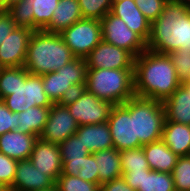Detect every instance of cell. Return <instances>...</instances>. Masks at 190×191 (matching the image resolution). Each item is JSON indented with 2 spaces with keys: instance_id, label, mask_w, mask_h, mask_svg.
<instances>
[{
  "instance_id": "obj_1",
  "label": "cell",
  "mask_w": 190,
  "mask_h": 191,
  "mask_svg": "<svg viewBox=\"0 0 190 191\" xmlns=\"http://www.w3.org/2000/svg\"><path fill=\"white\" fill-rule=\"evenodd\" d=\"M180 85L168 54L146 49L134 59L135 96L163 102Z\"/></svg>"
},
{
  "instance_id": "obj_2",
  "label": "cell",
  "mask_w": 190,
  "mask_h": 191,
  "mask_svg": "<svg viewBox=\"0 0 190 191\" xmlns=\"http://www.w3.org/2000/svg\"><path fill=\"white\" fill-rule=\"evenodd\" d=\"M147 49L168 54L177 49L190 50V6L166 2L160 16L151 23Z\"/></svg>"
},
{
  "instance_id": "obj_3",
  "label": "cell",
  "mask_w": 190,
  "mask_h": 191,
  "mask_svg": "<svg viewBox=\"0 0 190 191\" xmlns=\"http://www.w3.org/2000/svg\"><path fill=\"white\" fill-rule=\"evenodd\" d=\"M74 58L60 34L36 30L29 40L24 68L30 74L43 75L57 71Z\"/></svg>"
},
{
  "instance_id": "obj_4",
  "label": "cell",
  "mask_w": 190,
  "mask_h": 191,
  "mask_svg": "<svg viewBox=\"0 0 190 191\" xmlns=\"http://www.w3.org/2000/svg\"><path fill=\"white\" fill-rule=\"evenodd\" d=\"M85 89L112 105L135 96L134 69H87Z\"/></svg>"
},
{
  "instance_id": "obj_5",
  "label": "cell",
  "mask_w": 190,
  "mask_h": 191,
  "mask_svg": "<svg viewBox=\"0 0 190 191\" xmlns=\"http://www.w3.org/2000/svg\"><path fill=\"white\" fill-rule=\"evenodd\" d=\"M87 69L85 58L75 57L57 71L43 74L44 93L53 104L63 103L77 90L85 88Z\"/></svg>"
},
{
  "instance_id": "obj_6",
  "label": "cell",
  "mask_w": 190,
  "mask_h": 191,
  "mask_svg": "<svg viewBox=\"0 0 190 191\" xmlns=\"http://www.w3.org/2000/svg\"><path fill=\"white\" fill-rule=\"evenodd\" d=\"M165 120L161 101L134 96L135 138L142 146L162 140Z\"/></svg>"
},
{
  "instance_id": "obj_7",
  "label": "cell",
  "mask_w": 190,
  "mask_h": 191,
  "mask_svg": "<svg viewBox=\"0 0 190 191\" xmlns=\"http://www.w3.org/2000/svg\"><path fill=\"white\" fill-rule=\"evenodd\" d=\"M12 112L21 113L28 108L51 107L53 103L44 93L42 75L30 74L24 66L18 67V87L13 94L2 99Z\"/></svg>"
},
{
  "instance_id": "obj_8",
  "label": "cell",
  "mask_w": 190,
  "mask_h": 191,
  "mask_svg": "<svg viewBox=\"0 0 190 191\" xmlns=\"http://www.w3.org/2000/svg\"><path fill=\"white\" fill-rule=\"evenodd\" d=\"M63 103L79 126L107 122L113 106L110 102L99 99L85 88L77 90Z\"/></svg>"
},
{
  "instance_id": "obj_9",
  "label": "cell",
  "mask_w": 190,
  "mask_h": 191,
  "mask_svg": "<svg viewBox=\"0 0 190 191\" xmlns=\"http://www.w3.org/2000/svg\"><path fill=\"white\" fill-rule=\"evenodd\" d=\"M113 146L118 151L142 147L135 138L134 97L123 104L113 105L108 118Z\"/></svg>"
},
{
  "instance_id": "obj_10",
  "label": "cell",
  "mask_w": 190,
  "mask_h": 191,
  "mask_svg": "<svg viewBox=\"0 0 190 191\" xmlns=\"http://www.w3.org/2000/svg\"><path fill=\"white\" fill-rule=\"evenodd\" d=\"M60 36L75 57L86 58L103 40L101 22L83 18L62 31Z\"/></svg>"
},
{
  "instance_id": "obj_11",
  "label": "cell",
  "mask_w": 190,
  "mask_h": 191,
  "mask_svg": "<svg viewBox=\"0 0 190 191\" xmlns=\"http://www.w3.org/2000/svg\"><path fill=\"white\" fill-rule=\"evenodd\" d=\"M100 22L102 39L105 42L128 51L134 58L147 49V43L111 12L107 13Z\"/></svg>"
},
{
  "instance_id": "obj_12",
  "label": "cell",
  "mask_w": 190,
  "mask_h": 191,
  "mask_svg": "<svg viewBox=\"0 0 190 191\" xmlns=\"http://www.w3.org/2000/svg\"><path fill=\"white\" fill-rule=\"evenodd\" d=\"M79 125L64 103H54L50 107L47 122L39 138L60 144L76 133Z\"/></svg>"
},
{
  "instance_id": "obj_13",
  "label": "cell",
  "mask_w": 190,
  "mask_h": 191,
  "mask_svg": "<svg viewBox=\"0 0 190 191\" xmlns=\"http://www.w3.org/2000/svg\"><path fill=\"white\" fill-rule=\"evenodd\" d=\"M134 57L102 40L85 58L88 69H134Z\"/></svg>"
},
{
  "instance_id": "obj_14",
  "label": "cell",
  "mask_w": 190,
  "mask_h": 191,
  "mask_svg": "<svg viewBox=\"0 0 190 191\" xmlns=\"http://www.w3.org/2000/svg\"><path fill=\"white\" fill-rule=\"evenodd\" d=\"M34 31L16 27L0 45V68L24 66L29 40Z\"/></svg>"
},
{
  "instance_id": "obj_15",
  "label": "cell",
  "mask_w": 190,
  "mask_h": 191,
  "mask_svg": "<svg viewBox=\"0 0 190 191\" xmlns=\"http://www.w3.org/2000/svg\"><path fill=\"white\" fill-rule=\"evenodd\" d=\"M30 161L55 182L62 173V159L58 144L38 138L34 144Z\"/></svg>"
},
{
  "instance_id": "obj_16",
  "label": "cell",
  "mask_w": 190,
  "mask_h": 191,
  "mask_svg": "<svg viewBox=\"0 0 190 191\" xmlns=\"http://www.w3.org/2000/svg\"><path fill=\"white\" fill-rule=\"evenodd\" d=\"M55 186V181L37 169L30 159L19 160L13 185L10 189L16 191H37Z\"/></svg>"
},
{
  "instance_id": "obj_17",
  "label": "cell",
  "mask_w": 190,
  "mask_h": 191,
  "mask_svg": "<svg viewBox=\"0 0 190 191\" xmlns=\"http://www.w3.org/2000/svg\"><path fill=\"white\" fill-rule=\"evenodd\" d=\"M111 13L125 22L146 43L151 32V22L139 10L134 0H113Z\"/></svg>"
},
{
  "instance_id": "obj_18",
  "label": "cell",
  "mask_w": 190,
  "mask_h": 191,
  "mask_svg": "<svg viewBox=\"0 0 190 191\" xmlns=\"http://www.w3.org/2000/svg\"><path fill=\"white\" fill-rule=\"evenodd\" d=\"M38 138L18 130L8 131L0 135V152L17 161L29 159Z\"/></svg>"
},
{
  "instance_id": "obj_19",
  "label": "cell",
  "mask_w": 190,
  "mask_h": 191,
  "mask_svg": "<svg viewBox=\"0 0 190 191\" xmlns=\"http://www.w3.org/2000/svg\"><path fill=\"white\" fill-rule=\"evenodd\" d=\"M58 146L62 159L61 174L78 176L84 157L91 154V152L84 146L76 134L68 137Z\"/></svg>"
},
{
  "instance_id": "obj_20",
  "label": "cell",
  "mask_w": 190,
  "mask_h": 191,
  "mask_svg": "<svg viewBox=\"0 0 190 191\" xmlns=\"http://www.w3.org/2000/svg\"><path fill=\"white\" fill-rule=\"evenodd\" d=\"M165 121H173L190 126V87L181 82L173 94L163 102Z\"/></svg>"
},
{
  "instance_id": "obj_21",
  "label": "cell",
  "mask_w": 190,
  "mask_h": 191,
  "mask_svg": "<svg viewBox=\"0 0 190 191\" xmlns=\"http://www.w3.org/2000/svg\"><path fill=\"white\" fill-rule=\"evenodd\" d=\"M86 148L91 152L114 148L107 122L100 124L81 125L75 133Z\"/></svg>"
},
{
  "instance_id": "obj_22",
  "label": "cell",
  "mask_w": 190,
  "mask_h": 191,
  "mask_svg": "<svg viewBox=\"0 0 190 191\" xmlns=\"http://www.w3.org/2000/svg\"><path fill=\"white\" fill-rule=\"evenodd\" d=\"M81 19L83 17L78 0H59L50 23L43 30L60 34Z\"/></svg>"
},
{
  "instance_id": "obj_23",
  "label": "cell",
  "mask_w": 190,
  "mask_h": 191,
  "mask_svg": "<svg viewBox=\"0 0 190 191\" xmlns=\"http://www.w3.org/2000/svg\"><path fill=\"white\" fill-rule=\"evenodd\" d=\"M162 141L178 156L190 155V126L165 121Z\"/></svg>"
},
{
  "instance_id": "obj_24",
  "label": "cell",
  "mask_w": 190,
  "mask_h": 191,
  "mask_svg": "<svg viewBox=\"0 0 190 191\" xmlns=\"http://www.w3.org/2000/svg\"><path fill=\"white\" fill-rule=\"evenodd\" d=\"M150 170L172 173L179 156L174 154L162 141L142 146Z\"/></svg>"
},
{
  "instance_id": "obj_25",
  "label": "cell",
  "mask_w": 190,
  "mask_h": 191,
  "mask_svg": "<svg viewBox=\"0 0 190 191\" xmlns=\"http://www.w3.org/2000/svg\"><path fill=\"white\" fill-rule=\"evenodd\" d=\"M99 175V186L113 179L122 177L120 151L110 148L94 152Z\"/></svg>"
},
{
  "instance_id": "obj_26",
  "label": "cell",
  "mask_w": 190,
  "mask_h": 191,
  "mask_svg": "<svg viewBox=\"0 0 190 191\" xmlns=\"http://www.w3.org/2000/svg\"><path fill=\"white\" fill-rule=\"evenodd\" d=\"M49 111L50 107L35 106L19 113L18 131L39 137L47 122Z\"/></svg>"
},
{
  "instance_id": "obj_27",
  "label": "cell",
  "mask_w": 190,
  "mask_h": 191,
  "mask_svg": "<svg viewBox=\"0 0 190 191\" xmlns=\"http://www.w3.org/2000/svg\"><path fill=\"white\" fill-rule=\"evenodd\" d=\"M137 191H176L172 173L146 171Z\"/></svg>"
},
{
  "instance_id": "obj_28",
  "label": "cell",
  "mask_w": 190,
  "mask_h": 191,
  "mask_svg": "<svg viewBox=\"0 0 190 191\" xmlns=\"http://www.w3.org/2000/svg\"><path fill=\"white\" fill-rule=\"evenodd\" d=\"M59 0H30L33 6L34 31L43 30L51 21Z\"/></svg>"
},
{
  "instance_id": "obj_29",
  "label": "cell",
  "mask_w": 190,
  "mask_h": 191,
  "mask_svg": "<svg viewBox=\"0 0 190 191\" xmlns=\"http://www.w3.org/2000/svg\"><path fill=\"white\" fill-rule=\"evenodd\" d=\"M17 27L28 28L34 31L33 6L30 0H19L12 3L7 10Z\"/></svg>"
},
{
  "instance_id": "obj_30",
  "label": "cell",
  "mask_w": 190,
  "mask_h": 191,
  "mask_svg": "<svg viewBox=\"0 0 190 191\" xmlns=\"http://www.w3.org/2000/svg\"><path fill=\"white\" fill-rule=\"evenodd\" d=\"M122 171H150L143 147L120 151Z\"/></svg>"
},
{
  "instance_id": "obj_31",
  "label": "cell",
  "mask_w": 190,
  "mask_h": 191,
  "mask_svg": "<svg viewBox=\"0 0 190 191\" xmlns=\"http://www.w3.org/2000/svg\"><path fill=\"white\" fill-rule=\"evenodd\" d=\"M82 17L101 20L111 12L113 0H78Z\"/></svg>"
},
{
  "instance_id": "obj_32",
  "label": "cell",
  "mask_w": 190,
  "mask_h": 191,
  "mask_svg": "<svg viewBox=\"0 0 190 191\" xmlns=\"http://www.w3.org/2000/svg\"><path fill=\"white\" fill-rule=\"evenodd\" d=\"M172 175L176 191H190V155L179 156Z\"/></svg>"
},
{
  "instance_id": "obj_33",
  "label": "cell",
  "mask_w": 190,
  "mask_h": 191,
  "mask_svg": "<svg viewBox=\"0 0 190 191\" xmlns=\"http://www.w3.org/2000/svg\"><path fill=\"white\" fill-rule=\"evenodd\" d=\"M58 191H99V185L78 176L61 174L55 182Z\"/></svg>"
},
{
  "instance_id": "obj_34",
  "label": "cell",
  "mask_w": 190,
  "mask_h": 191,
  "mask_svg": "<svg viewBox=\"0 0 190 191\" xmlns=\"http://www.w3.org/2000/svg\"><path fill=\"white\" fill-rule=\"evenodd\" d=\"M175 67L176 75L181 82L190 78V50L177 49L168 53Z\"/></svg>"
},
{
  "instance_id": "obj_35",
  "label": "cell",
  "mask_w": 190,
  "mask_h": 191,
  "mask_svg": "<svg viewBox=\"0 0 190 191\" xmlns=\"http://www.w3.org/2000/svg\"><path fill=\"white\" fill-rule=\"evenodd\" d=\"M18 87V67L0 68V100Z\"/></svg>"
},
{
  "instance_id": "obj_36",
  "label": "cell",
  "mask_w": 190,
  "mask_h": 191,
  "mask_svg": "<svg viewBox=\"0 0 190 191\" xmlns=\"http://www.w3.org/2000/svg\"><path fill=\"white\" fill-rule=\"evenodd\" d=\"M17 162V160L11 159L0 152V182L6 188H10L13 185Z\"/></svg>"
},
{
  "instance_id": "obj_37",
  "label": "cell",
  "mask_w": 190,
  "mask_h": 191,
  "mask_svg": "<svg viewBox=\"0 0 190 191\" xmlns=\"http://www.w3.org/2000/svg\"><path fill=\"white\" fill-rule=\"evenodd\" d=\"M139 10L152 23L163 11L166 0H134Z\"/></svg>"
},
{
  "instance_id": "obj_38",
  "label": "cell",
  "mask_w": 190,
  "mask_h": 191,
  "mask_svg": "<svg viewBox=\"0 0 190 191\" xmlns=\"http://www.w3.org/2000/svg\"><path fill=\"white\" fill-rule=\"evenodd\" d=\"M17 120H19V113L12 112L6 107V104L0 100V135L8 131L18 130Z\"/></svg>"
},
{
  "instance_id": "obj_39",
  "label": "cell",
  "mask_w": 190,
  "mask_h": 191,
  "mask_svg": "<svg viewBox=\"0 0 190 191\" xmlns=\"http://www.w3.org/2000/svg\"><path fill=\"white\" fill-rule=\"evenodd\" d=\"M78 177L84 181L99 185V175L96 167V159L93 153L84 157L83 164L79 170Z\"/></svg>"
},
{
  "instance_id": "obj_40",
  "label": "cell",
  "mask_w": 190,
  "mask_h": 191,
  "mask_svg": "<svg viewBox=\"0 0 190 191\" xmlns=\"http://www.w3.org/2000/svg\"><path fill=\"white\" fill-rule=\"evenodd\" d=\"M17 26L7 10L0 11V45L9 37Z\"/></svg>"
},
{
  "instance_id": "obj_41",
  "label": "cell",
  "mask_w": 190,
  "mask_h": 191,
  "mask_svg": "<svg viewBox=\"0 0 190 191\" xmlns=\"http://www.w3.org/2000/svg\"><path fill=\"white\" fill-rule=\"evenodd\" d=\"M145 175L146 171H122V177L125 182L136 191L139 186H142V180Z\"/></svg>"
},
{
  "instance_id": "obj_42",
  "label": "cell",
  "mask_w": 190,
  "mask_h": 191,
  "mask_svg": "<svg viewBox=\"0 0 190 191\" xmlns=\"http://www.w3.org/2000/svg\"><path fill=\"white\" fill-rule=\"evenodd\" d=\"M99 191H136L132 189L123 179L119 177L99 186Z\"/></svg>"
},
{
  "instance_id": "obj_43",
  "label": "cell",
  "mask_w": 190,
  "mask_h": 191,
  "mask_svg": "<svg viewBox=\"0 0 190 191\" xmlns=\"http://www.w3.org/2000/svg\"><path fill=\"white\" fill-rule=\"evenodd\" d=\"M11 5V0H0V11L8 10Z\"/></svg>"
},
{
  "instance_id": "obj_44",
  "label": "cell",
  "mask_w": 190,
  "mask_h": 191,
  "mask_svg": "<svg viewBox=\"0 0 190 191\" xmlns=\"http://www.w3.org/2000/svg\"><path fill=\"white\" fill-rule=\"evenodd\" d=\"M166 2H169V3H184V4L189 5L190 0H166Z\"/></svg>"
},
{
  "instance_id": "obj_45",
  "label": "cell",
  "mask_w": 190,
  "mask_h": 191,
  "mask_svg": "<svg viewBox=\"0 0 190 191\" xmlns=\"http://www.w3.org/2000/svg\"><path fill=\"white\" fill-rule=\"evenodd\" d=\"M37 191H57V187L56 185L54 187L48 188V189H44V190H37Z\"/></svg>"
},
{
  "instance_id": "obj_46",
  "label": "cell",
  "mask_w": 190,
  "mask_h": 191,
  "mask_svg": "<svg viewBox=\"0 0 190 191\" xmlns=\"http://www.w3.org/2000/svg\"><path fill=\"white\" fill-rule=\"evenodd\" d=\"M6 187L0 182V191H4Z\"/></svg>"
},
{
  "instance_id": "obj_47",
  "label": "cell",
  "mask_w": 190,
  "mask_h": 191,
  "mask_svg": "<svg viewBox=\"0 0 190 191\" xmlns=\"http://www.w3.org/2000/svg\"><path fill=\"white\" fill-rule=\"evenodd\" d=\"M4 191H16V190H13V189H10V188H6Z\"/></svg>"
},
{
  "instance_id": "obj_48",
  "label": "cell",
  "mask_w": 190,
  "mask_h": 191,
  "mask_svg": "<svg viewBox=\"0 0 190 191\" xmlns=\"http://www.w3.org/2000/svg\"><path fill=\"white\" fill-rule=\"evenodd\" d=\"M184 82L190 87V82L188 80Z\"/></svg>"
},
{
  "instance_id": "obj_49",
  "label": "cell",
  "mask_w": 190,
  "mask_h": 191,
  "mask_svg": "<svg viewBox=\"0 0 190 191\" xmlns=\"http://www.w3.org/2000/svg\"><path fill=\"white\" fill-rule=\"evenodd\" d=\"M16 1H19V0H11V4L14 3V2H16Z\"/></svg>"
}]
</instances>
